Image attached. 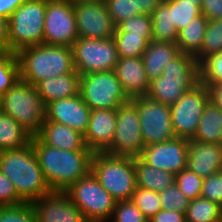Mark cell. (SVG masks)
<instances>
[{"label": "cell", "mask_w": 222, "mask_h": 222, "mask_svg": "<svg viewBox=\"0 0 222 222\" xmlns=\"http://www.w3.org/2000/svg\"><path fill=\"white\" fill-rule=\"evenodd\" d=\"M31 145L52 191H65L91 171L92 150L68 151L53 148L37 136L31 138Z\"/></svg>", "instance_id": "6da1fadb"}, {"label": "cell", "mask_w": 222, "mask_h": 222, "mask_svg": "<svg viewBox=\"0 0 222 222\" xmlns=\"http://www.w3.org/2000/svg\"><path fill=\"white\" fill-rule=\"evenodd\" d=\"M0 171L13 183L18 196L25 203L52 192L31 142L21 148L1 151Z\"/></svg>", "instance_id": "7a4b0ae2"}, {"label": "cell", "mask_w": 222, "mask_h": 222, "mask_svg": "<svg viewBox=\"0 0 222 222\" xmlns=\"http://www.w3.org/2000/svg\"><path fill=\"white\" fill-rule=\"evenodd\" d=\"M16 54L20 78L32 85L75 71L71 46L40 44L23 48Z\"/></svg>", "instance_id": "3957f363"}, {"label": "cell", "mask_w": 222, "mask_h": 222, "mask_svg": "<svg viewBox=\"0 0 222 222\" xmlns=\"http://www.w3.org/2000/svg\"><path fill=\"white\" fill-rule=\"evenodd\" d=\"M199 82L200 71L196 58L180 53L164 67L161 76L149 82L147 97L172 105Z\"/></svg>", "instance_id": "277c9868"}, {"label": "cell", "mask_w": 222, "mask_h": 222, "mask_svg": "<svg viewBox=\"0 0 222 222\" xmlns=\"http://www.w3.org/2000/svg\"><path fill=\"white\" fill-rule=\"evenodd\" d=\"M1 112L15 119L32 137L46 120V105L34 85L21 78L2 94Z\"/></svg>", "instance_id": "5b68a950"}, {"label": "cell", "mask_w": 222, "mask_h": 222, "mask_svg": "<svg viewBox=\"0 0 222 222\" xmlns=\"http://www.w3.org/2000/svg\"><path fill=\"white\" fill-rule=\"evenodd\" d=\"M91 172L116 201L130 200L137 188L134 158L94 152Z\"/></svg>", "instance_id": "8992f818"}, {"label": "cell", "mask_w": 222, "mask_h": 222, "mask_svg": "<svg viewBox=\"0 0 222 222\" xmlns=\"http://www.w3.org/2000/svg\"><path fill=\"white\" fill-rule=\"evenodd\" d=\"M46 0H25L8 20L9 51L43 44Z\"/></svg>", "instance_id": "52a82bcc"}, {"label": "cell", "mask_w": 222, "mask_h": 222, "mask_svg": "<svg viewBox=\"0 0 222 222\" xmlns=\"http://www.w3.org/2000/svg\"><path fill=\"white\" fill-rule=\"evenodd\" d=\"M86 220L108 222L116 200L101 186L90 171L64 191Z\"/></svg>", "instance_id": "ba28073f"}, {"label": "cell", "mask_w": 222, "mask_h": 222, "mask_svg": "<svg viewBox=\"0 0 222 222\" xmlns=\"http://www.w3.org/2000/svg\"><path fill=\"white\" fill-rule=\"evenodd\" d=\"M79 93L91 110L117 109L129 100L114 70L80 75Z\"/></svg>", "instance_id": "9c48e42d"}, {"label": "cell", "mask_w": 222, "mask_h": 222, "mask_svg": "<svg viewBox=\"0 0 222 222\" xmlns=\"http://www.w3.org/2000/svg\"><path fill=\"white\" fill-rule=\"evenodd\" d=\"M143 148L139 113L136 104L129 99L117 108L114 137L103 152L114 156L138 158Z\"/></svg>", "instance_id": "30bf717a"}, {"label": "cell", "mask_w": 222, "mask_h": 222, "mask_svg": "<svg viewBox=\"0 0 222 222\" xmlns=\"http://www.w3.org/2000/svg\"><path fill=\"white\" fill-rule=\"evenodd\" d=\"M71 47L74 67L80 75L114 70L119 60L113 37L107 39L78 37Z\"/></svg>", "instance_id": "8fae6325"}, {"label": "cell", "mask_w": 222, "mask_h": 222, "mask_svg": "<svg viewBox=\"0 0 222 222\" xmlns=\"http://www.w3.org/2000/svg\"><path fill=\"white\" fill-rule=\"evenodd\" d=\"M78 39L74 3L46 0L43 44L72 46Z\"/></svg>", "instance_id": "7c38bea8"}, {"label": "cell", "mask_w": 222, "mask_h": 222, "mask_svg": "<svg viewBox=\"0 0 222 222\" xmlns=\"http://www.w3.org/2000/svg\"><path fill=\"white\" fill-rule=\"evenodd\" d=\"M209 102L206 86L199 82L174 104L170 105L171 122L176 137L193 139L202 116Z\"/></svg>", "instance_id": "4fadbf2b"}, {"label": "cell", "mask_w": 222, "mask_h": 222, "mask_svg": "<svg viewBox=\"0 0 222 222\" xmlns=\"http://www.w3.org/2000/svg\"><path fill=\"white\" fill-rule=\"evenodd\" d=\"M140 117L144 146L162 143L175 138L171 122L170 105L154 101L147 96L131 99Z\"/></svg>", "instance_id": "5bb4252c"}, {"label": "cell", "mask_w": 222, "mask_h": 222, "mask_svg": "<svg viewBox=\"0 0 222 222\" xmlns=\"http://www.w3.org/2000/svg\"><path fill=\"white\" fill-rule=\"evenodd\" d=\"M78 37L107 39L115 33L111 16L104 0H86L74 3Z\"/></svg>", "instance_id": "9a60e30c"}, {"label": "cell", "mask_w": 222, "mask_h": 222, "mask_svg": "<svg viewBox=\"0 0 222 222\" xmlns=\"http://www.w3.org/2000/svg\"><path fill=\"white\" fill-rule=\"evenodd\" d=\"M188 147V139L175 137L144 146L139 158L152 167L176 175L187 167Z\"/></svg>", "instance_id": "2e32d148"}, {"label": "cell", "mask_w": 222, "mask_h": 222, "mask_svg": "<svg viewBox=\"0 0 222 222\" xmlns=\"http://www.w3.org/2000/svg\"><path fill=\"white\" fill-rule=\"evenodd\" d=\"M38 222H85L84 214L72 203L64 191H52L32 201Z\"/></svg>", "instance_id": "e0dca14e"}, {"label": "cell", "mask_w": 222, "mask_h": 222, "mask_svg": "<svg viewBox=\"0 0 222 222\" xmlns=\"http://www.w3.org/2000/svg\"><path fill=\"white\" fill-rule=\"evenodd\" d=\"M91 109L83 101L80 93L76 96L58 99L46 105V121L64 124L85 134Z\"/></svg>", "instance_id": "ac0fdd59"}, {"label": "cell", "mask_w": 222, "mask_h": 222, "mask_svg": "<svg viewBox=\"0 0 222 222\" xmlns=\"http://www.w3.org/2000/svg\"><path fill=\"white\" fill-rule=\"evenodd\" d=\"M117 121V109L91 110L85 144L93 152H103L112 142Z\"/></svg>", "instance_id": "d6986e66"}, {"label": "cell", "mask_w": 222, "mask_h": 222, "mask_svg": "<svg viewBox=\"0 0 222 222\" xmlns=\"http://www.w3.org/2000/svg\"><path fill=\"white\" fill-rule=\"evenodd\" d=\"M186 168L203 179L222 171V145L190 139Z\"/></svg>", "instance_id": "ffe728a7"}, {"label": "cell", "mask_w": 222, "mask_h": 222, "mask_svg": "<svg viewBox=\"0 0 222 222\" xmlns=\"http://www.w3.org/2000/svg\"><path fill=\"white\" fill-rule=\"evenodd\" d=\"M114 72L128 99L147 96L149 81L142 57L119 58Z\"/></svg>", "instance_id": "44dd1931"}, {"label": "cell", "mask_w": 222, "mask_h": 222, "mask_svg": "<svg viewBox=\"0 0 222 222\" xmlns=\"http://www.w3.org/2000/svg\"><path fill=\"white\" fill-rule=\"evenodd\" d=\"M37 137L44 144L61 150H91L86 146L82 133L60 123L45 120Z\"/></svg>", "instance_id": "7402d4cb"}, {"label": "cell", "mask_w": 222, "mask_h": 222, "mask_svg": "<svg viewBox=\"0 0 222 222\" xmlns=\"http://www.w3.org/2000/svg\"><path fill=\"white\" fill-rule=\"evenodd\" d=\"M45 105L58 99L79 94L80 74L75 70L69 74L46 78L34 85Z\"/></svg>", "instance_id": "603a6c76"}, {"label": "cell", "mask_w": 222, "mask_h": 222, "mask_svg": "<svg viewBox=\"0 0 222 222\" xmlns=\"http://www.w3.org/2000/svg\"><path fill=\"white\" fill-rule=\"evenodd\" d=\"M180 53L176 43L153 40L149 42L148 47L142 55L148 81L151 82L161 76L164 67Z\"/></svg>", "instance_id": "cb8c5ba5"}, {"label": "cell", "mask_w": 222, "mask_h": 222, "mask_svg": "<svg viewBox=\"0 0 222 222\" xmlns=\"http://www.w3.org/2000/svg\"><path fill=\"white\" fill-rule=\"evenodd\" d=\"M163 0H104L115 26L138 14L151 16Z\"/></svg>", "instance_id": "d4e9b609"}, {"label": "cell", "mask_w": 222, "mask_h": 222, "mask_svg": "<svg viewBox=\"0 0 222 222\" xmlns=\"http://www.w3.org/2000/svg\"><path fill=\"white\" fill-rule=\"evenodd\" d=\"M134 164L137 187L160 193L175 183V174L152 167L139 157L134 158Z\"/></svg>", "instance_id": "484cf974"}, {"label": "cell", "mask_w": 222, "mask_h": 222, "mask_svg": "<svg viewBox=\"0 0 222 222\" xmlns=\"http://www.w3.org/2000/svg\"><path fill=\"white\" fill-rule=\"evenodd\" d=\"M193 139L222 145V110L210 101L203 110Z\"/></svg>", "instance_id": "4316f807"}, {"label": "cell", "mask_w": 222, "mask_h": 222, "mask_svg": "<svg viewBox=\"0 0 222 222\" xmlns=\"http://www.w3.org/2000/svg\"><path fill=\"white\" fill-rule=\"evenodd\" d=\"M207 24L208 20L201 15L191 20L185 28L179 31L176 44L181 53L195 58L200 54Z\"/></svg>", "instance_id": "83f0119b"}, {"label": "cell", "mask_w": 222, "mask_h": 222, "mask_svg": "<svg viewBox=\"0 0 222 222\" xmlns=\"http://www.w3.org/2000/svg\"><path fill=\"white\" fill-rule=\"evenodd\" d=\"M31 138L15 119L0 111V152L26 146Z\"/></svg>", "instance_id": "f1b7e54d"}, {"label": "cell", "mask_w": 222, "mask_h": 222, "mask_svg": "<svg viewBox=\"0 0 222 222\" xmlns=\"http://www.w3.org/2000/svg\"><path fill=\"white\" fill-rule=\"evenodd\" d=\"M152 40L177 43L179 32L172 23L169 4L163 0L151 15Z\"/></svg>", "instance_id": "f546056e"}, {"label": "cell", "mask_w": 222, "mask_h": 222, "mask_svg": "<svg viewBox=\"0 0 222 222\" xmlns=\"http://www.w3.org/2000/svg\"><path fill=\"white\" fill-rule=\"evenodd\" d=\"M220 206L212 201L197 197L190 200L186 212V222H219Z\"/></svg>", "instance_id": "4dcf8cb0"}, {"label": "cell", "mask_w": 222, "mask_h": 222, "mask_svg": "<svg viewBox=\"0 0 222 222\" xmlns=\"http://www.w3.org/2000/svg\"><path fill=\"white\" fill-rule=\"evenodd\" d=\"M113 39L119 58L142 57L149 45L142 35H128V32H115Z\"/></svg>", "instance_id": "1f68e13d"}, {"label": "cell", "mask_w": 222, "mask_h": 222, "mask_svg": "<svg viewBox=\"0 0 222 222\" xmlns=\"http://www.w3.org/2000/svg\"><path fill=\"white\" fill-rule=\"evenodd\" d=\"M222 51V19L208 21L200 54L196 61L200 64L208 56Z\"/></svg>", "instance_id": "d6a6232c"}, {"label": "cell", "mask_w": 222, "mask_h": 222, "mask_svg": "<svg viewBox=\"0 0 222 222\" xmlns=\"http://www.w3.org/2000/svg\"><path fill=\"white\" fill-rule=\"evenodd\" d=\"M169 4L172 23L177 31L185 28L191 20L202 15L201 7L197 3H183L178 0H165Z\"/></svg>", "instance_id": "836d02e7"}, {"label": "cell", "mask_w": 222, "mask_h": 222, "mask_svg": "<svg viewBox=\"0 0 222 222\" xmlns=\"http://www.w3.org/2000/svg\"><path fill=\"white\" fill-rule=\"evenodd\" d=\"M115 32H128V35H142L148 42L152 41L151 16L138 14L119 23Z\"/></svg>", "instance_id": "e575fe53"}, {"label": "cell", "mask_w": 222, "mask_h": 222, "mask_svg": "<svg viewBox=\"0 0 222 222\" xmlns=\"http://www.w3.org/2000/svg\"><path fill=\"white\" fill-rule=\"evenodd\" d=\"M130 200L142 211L147 219L162 210L160 196L156 191L137 187Z\"/></svg>", "instance_id": "d590c367"}, {"label": "cell", "mask_w": 222, "mask_h": 222, "mask_svg": "<svg viewBox=\"0 0 222 222\" xmlns=\"http://www.w3.org/2000/svg\"><path fill=\"white\" fill-rule=\"evenodd\" d=\"M175 184L189 200L201 196L203 178L188 168L175 175Z\"/></svg>", "instance_id": "8d00e7d4"}, {"label": "cell", "mask_w": 222, "mask_h": 222, "mask_svg": "<svg viewBox=\"0 0 222 222\" xmlns=\"http://www.w3.org/2000/svg\"><path fill=\"white\" fill-rule=\"evenodd\" d=\"M20 79V65L17 54L10 53L0 61V94H4Z\"/></svg>", "instance_id": "74e56055"}, {"label": "cell", "mask_w": 222, "mask_h": 222, "mask_svg": "<svg viewBox=\"0 0 222 222\" xmlns=\"http://www.w3.org/2000/svg\"><path fill=\"white\" fill-rule=\"evenodd\" d=\"M200 82L214 84L222 82V51L212 54L199 64Z\"/></svg>", "instance_id": "f35d334b"}, {"label": "cell", "mask_w": 222, "mask_h": 222, "mask_svg": "<svg viewBox=\"0 0 222 222\" xmlns=\"http://www.w3.org/2000/svg\"><path fill=\"white\" fill-rule=\"evenodd\" d=\"M0 222H38L31 203L0 206Z\"/></svg>", "instance_id": "ab89813d"}, {"label": "cell", "mask_w": 222, "mask_h": 222, "mask_svg": "<svg viewBox=\"0 0 222 222\" xmlns=\"http://www.w3.org/2000/svg\"><path fill=\"white\" fill-rule=\"evenodd\" d=\"M162 209L175 210L186 214L190 200L179 190L174 183L159 193Z\"/></svg>", "instance_id": "60d3db41"}, {"label": "cell", "mask_w": 222, "mask_h": 222, "mask_svg": "<svg viewBox=\"0 0 222 222\" xmlns=\"http://www.w3.org/2000/svg\"><path fill=\"white\" fill-rule=\"evenodd\" d=\"M108 222H148L142 211L131 201H117Z\"/></svg>", "instance_id": "b9f144b4"}, {"label": "cell", "mask_w": 222, "mask_h": 222, "mask_svg": "<svg viewBox=\"0 0 222 222\" xmlns=\"http://www.w3.org/2000/svg\"><path fill=\"white\" fill-rule=\"evenodd\" d=\"M201 197L222 205V171L203 179Z\"/></svg>", "instance_id": "7bdbcfd3"}, {"label": "cell", "mask_w": 222, "mask_h": 222, "mask_svg": "<svg viewBox=\"0 0 222 222\" xmlns=\"http://www.w3.org/2000/svg\"><path fill=\"white\" fill-rule=\"evenodd\" d=\"M25 203L17 194L13 183L0 171V206H15Z\"/></svg>", "instance_id": "ee69618b"}, {"label": "cell", "mask_w": 222, "mask_h": 222, "mask_svg": "<svg viewBox=\"0 0 222 222\" xmlns=\"http://www.w3.org/2000/svg\"><path fill=\"white\" fill-rule=\"evenodd\" d=\"M201 12L208 21L222 19V0H202Z\"/></svg>", "instance_id": "f6af8a7d"}, {"label": "cell", "mask_w": 222, "mask_h": 222, "mask_svg": "<svg viewBox=\"0 0 222 222\" xmlns=\"http://www.w3.org/2000/svg\"><path fill=\"white\" fill-rule=\"evenodd\" d=\"M148 222H186V214L162 209L148 219Z\"/></svg>", "instance_id": "bcb514c9"}, {"label": "cell", "mask_w": 222, "mask_h": 222, "mask_svg": "<svg viewBox=\"0 0 222 222\" xmlns=\"http://www.w3.org/2000/svg\"><path fill=\"white\" fill-rule=\"evenodd\" d=\"M204 85L208 90L209 101L222 110V82Z\"/></svg>", "instance_id": "7dc6e473"}, {"label": "cell", "mask_w": 222, "mask_h": 222, "mask_svg": "<svg viewBox=\"0 0 222 222\" xmlns=\"http://www.w3.org/2000/svg\"><path fill=\"white\" fill-rule=\"evenodd\" d=\"M24 1L25 0H0V15L9 20L10 16Z\"/></svg>", "instance_id": "c3c4849f"}, {"label": "cell", "mask_w": 222, "mask_h": 222, "mask_svg": "<svg viewBox=\"0 0 222 222\" xmlns=\"http://www.w3.org/2000/svg\"><path fill=\"white\" fill-rule=\"evenodd\" d=\"M0 43L9 50L8 19L0 15Z\"/></svg>", "instance_id": "681fc988"}, {"label": "cell", "mask_w": 222, "mask_h": 222, "mask_svg": "<svg viewBox=\"0 0 222 222\" xmlns=\"http://www.w3.org/2000/svg\"><path fill=\"white\" fill-rule=\"evenodd\" d=\"M11 52L0 43V61L4 60Z\"/></svg>", "instance_id": "f907efd6"}, {"label": "cell", "mask_w": 222, "mask_h": 222, "mask_svg": "<svg viewBox=\"0 0 222 222\" xmlns=\"http://www.w3.org/2000/svg\"><path fill=\"white\" fill-rule=\"evenodd\" d=\"M178 1H182L183 3H197V5L200 7L202 5V0H178Z\"/></svg>", "instance_id": "816d5d0a"}, {"label": "cell", "mask_w": 222, "mask_h": 222, "mask_svg": "<svg viewBox=\"0 0 222 222\" xmlns=\"http://www.w3.org/2000/svg\"><path fill=\"white\" fill-rule=\"evenodd\" d=\"M219 222H222V205L220 206V218H219Z\"/></svg>", "instance_id": "f5cc1de1"}, {"label": "cell", "mask_w": 222, "mask_h": 222, "mask_svg": "<svg viewBox=\"0 0 222 222\" xmlns=\"http://www.w3.org/2000/svg\"><path fill=\"white\" fill-rule=\"evenodd\" d=\"M85 222H103V221L86 220Z\"/></svg>", "instance_id": "db71d44e"}, {"label": "cell", "mask_w": 222, "mask_h": 222, "mask_svg": "<svg viewBox=\"0 0 222 222\" xmlns=\"http://www.w3.org/2000/svg\"><path fill=\"white\" fill-rule=\"evenodd\" d=\"M72 1L73 3H76L77 1H86V0H70Z\"/></svg>", "instance_id": "11a10c76"}, {"label": "cell", "mask_w": 222, "mask_h": 222, "mask_svg": "<svg viewBox=\"0 0 222 222\" xmlns=\"http://www.w3.org/2000/svg\"><path fill=\"white\" fill-rule=\"evenodd\" d=\"M1 100H2V95L0 94V111H1Z\"/></svg>", "instance_id": "9f6ffc18"}]
</instances>
